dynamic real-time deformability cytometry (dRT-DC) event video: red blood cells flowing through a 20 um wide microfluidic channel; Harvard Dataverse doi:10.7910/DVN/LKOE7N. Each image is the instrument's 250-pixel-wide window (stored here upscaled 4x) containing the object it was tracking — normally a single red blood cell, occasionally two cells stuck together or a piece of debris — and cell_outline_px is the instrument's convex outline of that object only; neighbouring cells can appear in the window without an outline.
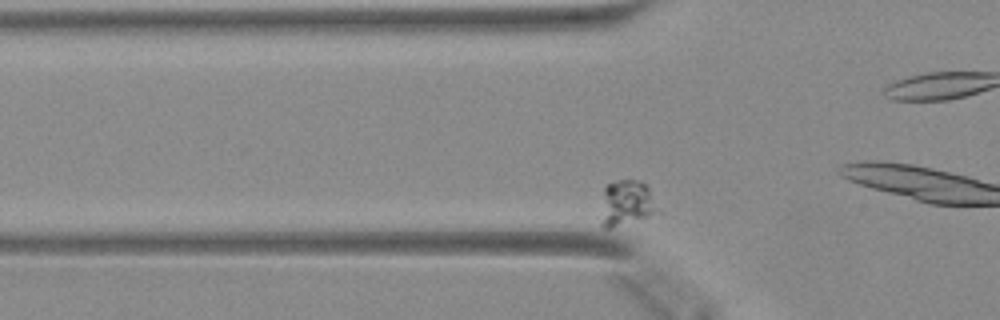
{"species": "Egyptian fruit bat (a non-hibernating species)", "species_latin": "Rousettus aegyptiacus", "temperature_condition": "warm", "stored_images_in_passage": 23, "camera_frame_rate_fps": 3000, "um_per_image_px": 0.085, "animal": {"sex": "female"}, "frame": {"image": 1, "passage_image": 10, "time_ms": 3.0, "image_size_px": [1000, 320], "cell_outline_px": [[660, 212], [608, 228], [604, 228], [600, 224], [604, 188], [608, 184], [616, 180], [640, 180], [648, 184]], "centroid_in_image_um": [53.27, 17.22], "position_along_channel_um": 72.5, "area_um2": 15.03}}